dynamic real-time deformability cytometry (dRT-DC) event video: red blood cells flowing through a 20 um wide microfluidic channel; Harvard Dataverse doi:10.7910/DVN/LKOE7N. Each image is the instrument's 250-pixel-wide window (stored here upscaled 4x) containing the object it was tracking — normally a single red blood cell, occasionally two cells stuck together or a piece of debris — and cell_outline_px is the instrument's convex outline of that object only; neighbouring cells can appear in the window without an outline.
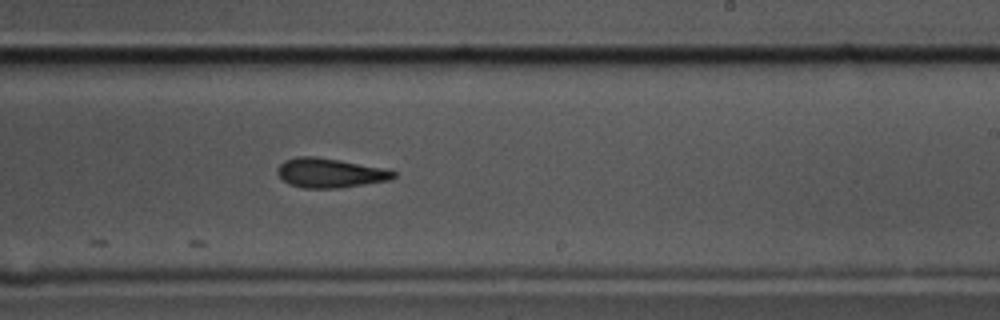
{"species": "common noctule bat (a hibernating species)", "species_latin": "Nyctalus noctula", "temperature_condition": "cold", "stored_images_in_passage": 9, "camera_frame_rate_fps": 3000, "um_per_image_px": 0.085, "animal": {"sex": "male", "body_mass_g": 17.5, "forearm_length_mm": 52.3}, "frame": {"image": 1, "passage_image": 9, "time_ms": 2.667, "image_size_px": [1000, 320], "cell_outline_px": [[396, 176], [388, 180], [340, 188], [304, 188], [288, 184], [276, 172], [276, 168], [284, 160], [296, 156], [312, 156], [340, 160], [384, 168], [396, 172]], "centroid_in_image_um": [28.01, 14.69], "position_along_channel_um": 261.0, "area_um2": 19.88}}